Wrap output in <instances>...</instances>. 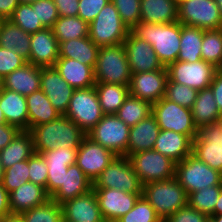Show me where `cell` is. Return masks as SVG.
I'll return each instance as SVG.
<instances>
[{"label":"cell","instance_id":"2e32d148","mask_svg":"<svg viewBox=\"0 0 222 222\" xmlns=\"http://www.w3.org/2000/svg\"><path fill=\"white\" fill-rule=\"evenodd\" d=\"M116 156L107 148L85 136L77 150L76 164L94 182Z\"/></svg>","mask_w":222,"mask_h":222},{"label":"cell","instance_id":"2644e50d","mask_svg":"<svg viewBox=\"0 0 222 222\" xmlns=\"http://www.w3.org/2000/svg\"><path fill=\"white\" fill-rule=\"evenodd\" d=\"M2 88V78L0 77V89Z\"/></svg>","mask_w":222,"mask_h":222},{"label":"cell","instance_id":"7bdbcfd3","mask_svg":"<svg viewBox=\"0 0 222 222\" xmlns=\"http://www.w3.org/2000/svg\"><path fill=\"white\" fill-rule=\"evenodd\" d=\"M198 90L187 85L167 81L164 98L188 109H192Z\"/></svg>","mask_w":222,"mask_h":222},{"label":"cell","instance_id":"7402d4cb","mask_svg":"<svg viewBox=\"0 0 222 222\" xmlns=\"http://www.w3.org/2000/svg\"><path fill=\"white\" fill-rule=\"evenodd\" d=\"M93 188V182L84 174L77 164L68 166L61 186L50 196L58 204L88 193Z\"/></svg>","mask_w":222,"mask_h":222},{"label":"cell","instance_id":"ee69618b","mask_svg":"<svg viewBox=\"0 0 222 222\" xmlns=\"http://www.w3.org/2000/svg\"><path fill=\"white\" fill-rule=\"evenodd\" d=\"M116 222H163L154 208L142 195L134 207Z\"/></svg>","mask_w":222,"mask_h":222},{"label":"cell","instance_id":"44dd1931","mask_svg":"<svg viewBox=\"0 0 222 222\" xmlns=\"http://www.w3.org/2000/svg\"><path fill=\"white\" fill-rule=\"evenodd\" d=\"M59 58V43L52 28L31 34L30 63L40 67H53Z\"/></svg>","mask_w":222,"mask_h":222},{"label":"cell","instance_id":"f35d334b","mask_svg":"<svg viewBox=\"0 0 222 222\" xmlns=\"http://www.w3.org/2000/svg\"><path fill=\"white\" fill-rule=\"evenodd\" d=\"M201 57L205 62L222 69V28L203 30Z\"/></svg>","mask_w":222,"mask_h":222},{"label":"cell","instance_id":"8fae6325","mask_svg":"<svg viewBox=\"0 0 222 222\" xmlns=\"http://www.w3.org/2000/svg\"><path fill=\"white\" fill-rule=\"evenodd\" d=\"M93 188H114L127 193H142L143 185L126 156H116L94 180Z\"/></svg>","mask_w":222,"mask_h":222},{"label":"cell","instance_id":"7a4b0ae2","mask_svg":"<svg viewBox=\"0 0 222 222\" xmlns=\"http://www.w3.org/2000/svg\"><path fill=\"white\" fill-rule=\"evenodd\" d=\"M131 31L152 46L164 67L177 61L180 52V22L169 24L140 22Z\"/></svg>","mask_w":222,"mask_h":222},{"label":"cell","instance_id":"ba28073f","mask_svg":"<svg viewBox=\"0 0 222 222\" xmlns=\"http://www.w3.org/2000/svg\"><path fill=\"white\" fill-rule=\"evenodd\" d=\"M142 185L175 177V162L156 150L126 156Z\"/></svg>","mask_w":222,"mask_h":222},{"label":"cell","instance_id":"7dc6e473","mask_svg":"<svg viewBox=\"0 0 222 222\" xmlns=\"http://www.w3.org/2000/svg\"><path fill=\"white\" fill-rule=\"evenodd\" d=\"M29 182L45 188L48 180V164L41 154L33 153L28 159Z\"/></svg>","mask_w":222,"mask_h":222},{"label":"cell","instance_id":"c3c4849f","mask_svg":"<svg viewBox=\"0 0 222 222\" xmlns=\"http://www.w3.org/2000/svg\"><path fill=\"white\" fill-rule=\"evenodd\" d=\"M36 15L45 28H52L59 18L57 7L52 0H37L31 3Z\"/></svg>","mask_w":222,"mask_h":222},{"label":"cell","instance_id":"6da1fadb","mask_svg":"<svg viewBox=\"0 0 222 222\" xmlns=\"http://www.w3.org/2000/svg\"><path fill=\"white\" fill-rule=\"evenodd\" d=\"M33 138L34 152L40 154L61 148L78 150L86 134L71 119L65 115L49 123H44L29 129Z\"/></svg>","mask_w":222,"mask_h":222},{"label":"cell","instance_id":"a7ac6f4b","mask_svg":"<svg viewBox=\"0 0 222 222\" xmlns=\"http://www.w3.org/2000/svg\"><path fill=\"white\" fill-rule=\"evenodd\" d=\"M34 1H37V0H19V3L31 4V3H33Z\"/></svg>","mask_w":222,"mask_h":222},{"label":"cell","instance_id":"484cf974","mask_svg":"<svg viewBox=\"0 0 222 222\" xmlns=\"http://www.w3.org/2000/svg\"><path fill=\"white\" fill-rule=\"evenodd\" d=\"M192 142L187 135L161 130L153 149L178 163L192 153Z\"/></svg>","mask_w":222,"mask_h":222},{"label":"cell","instance_id":"680465c9","mask_svg":"<svg viewBox=\"0 0 222 222\" xmlns=\"http://www.w3.org/2000/svg\"><path fill=\"white\" fill-rule=\"evenodd\" d=\"M12 215L10 209L9 193L0 181V219Z\"/></svg>","mask_w":222,"mask_h":222},{"label":"cell","instance_id":"681fc988","mask_svg":"<svg viewBox=\"0 0 222 222\" xmlns=\"http://www.w3.org/2000/svg\"><path fill=\"white\" fill-rule=\"evenodd\" d=\"M47 164L70 166L76 164L77 150L71 148L52 149L40 153Z\"/></svg>","mask_w":222,"mask_h":222},{"label":"cell","instance_id":"7c38bea8","mask_svg":"<svg viewBox=\"0 0 222 222\" xmlns=\"http://www.w3.org/2000/svg\"><path fill=\"white\" fill-rule=\"evenodd\" d=\"M178 22L203 30L222 28V17L214 0H182L178 2Z\"/></svg>","mask_w":222,"mask_h":222},{"label":"cell","instance_id":"e575fe53","mask_svg":"<svg viewBox=\"0 0 222 222\" xmlns=\"http://www.w3.org/2000/svg\"><path fill=\"white\" fill-rule=\"evenodd\" d=\"M95 89L105 115L116 114L130 94L129 85L96 82Z\"/></svg>","mask_w":222,"mask_h":222},{"label":"cell","instance_id":"11a10c76","mask_svg":"<svg viewBox=\"0 0 222 222\" xmlns=\"http://www.w3.org/2000/svg\"><path fill=\"white\" fill-rule=\"evenodd\" d=\"M57 7L59 17L78 15L79 0H52Z\"/></svg>","mask_w":222,"mask_h":222},{"label":"cell","instance_id":"6f0895ef","mask_svg":"<svg viewBox=\"0 0 222 222\" xmlns=\"http://www.w3.org/2000/svg\"><path fill=\"white\" fill-rule=\"evenodd\" d=\"M20 130L7 123L0 125V150L5 148Z\"/></svg>","mask_w":222,"mask_h":222},{"label":"cell","instance_id":"52a82bcc","mask_svg":"<svg viewBox=\"0 0 222 222\" xmlns=\"http://www.w3.org/2000/svg\"><path fill=\"white\" fill-rule=\"evenodd\" d=\"M104 115L95 86L74 90L65 116L78 125L86 135Z\"/></svg>","mask_w":222,"mask_h":222},{"label":"cell","instance_id":"30bf717a","mask_svg":"<svg viewBox=\"0 0 222 222\" xmlns=\"http://www.w3.org/2000/svg\"><path fill=\"white\" fill-rule=\"evenodd\" d=\"M130 127L115 114L104 115L86 135L117 156H127Z\"/></svg>","mask_w":222,"mask_h":222},{"label":"cell","instance_id":"003e7915","mask_svg":"<svg viewBox=\"0 0 222 222\" xmlns=\"http://www.w3.org/2000/svg\"><path fill=\"white\" fill-rule=\"evenodd\" d=\"M4 175V168L1 164V158H0V181H2Z\"/></svg>","mask_w":222,"mask_h":222},{"label":"cell","instance_id":"ffe728a7","mask_svg":"<svg viewBox=\"0 0 222 222\" xmlns=\"http://www.w3.org/2000/svg\"><path fill=\"white\" fill-rule=\"evenodd\" d=\"M63 220L67 222H105L95 191L67 200L61 204Z\"/></svg>","mask_w":222,"mask_h":222},{"label":"cell","instance_id":"f546056e","mask_svg":"<svg viewBox=\"0 0 222 222\" xmlns=\"http://www.w3.org/2000/svg\"><path fill=\"white\" fill-rule=\"evenodd\" d=\"M31 34L23 31L10 19H3L0 29V47L14 50L30 63Z\"/></svg>","mask_w":222,"mask_h":222},{"label":"cell","instance_id":"8992f818","mask_svg":"<svg viewBox=\"0 0 222 222\" xmlns=\"http://www.w3.org/2000/svg\"><path fill=\"white\" fill-rule=\"evenodd\" d=\"M175 178L187 195L206 187L222 185V173L212 169L192 153L175 164Z\"/></svg>","mask_w":222,"mask_h":222},{"label":"cell","instance_id":"4fadbf2b","mask_svg":"<svg viewBox=\"0 0 222 222\" xmlns=\"http://www.w3.org/2000/svg\"><path fill=\"white\" fill-rule=\"evenodd\" d=\"M168 80L187 85L196 90L210 87L218 68L213 64L199 60L196 62L175 61L167 67Z\"/></svg>","mask_w":222,"mask_h":222},{"label":"cell","instance_id":"83f0119b","mask_svg":"<svg viewBox=\"0 0 222 222\" xmlns=\"http://www.w3.org/2000/svg\"><path fill=\"white\" fill-rule=\"evenodd\" d=\"M40 77L41 68L26 63L2 79V88L27 96L40 89Z\"/></svg>","mask_w":222,"mask_h":222},{"label":"cell","instance_id":"836d02e7","mask_svg":"<svg viewBox=\"0 0 222 222\" xmlns=\"http://www.w3.org/2000/svg\"><path fill=\"white\" fill-rule=\"evenodd\" d=\"M26 101L28 109V130L31 127L49 123L61 116L41 89L27 95Z\"/></svg>","mask_w":222,"mask_h":222},{"label":"cell","instance_id":"d4e9b609","mask_svg":"<svg viewBox=\"0 0 222 222\" xmlns=\"http://www.w3.org/2000/svg\"><path fill=\"white\" fill-rule=\"evenodd\" d=\"M12 215H20L33 207L45 204L50 200L44 187L26 182L9 193Z\"/></svg>","mask_w":222,"mask_h":222},{"label":"cell","instance_id":"60d3db41","mask_svg":"<svg viewBox=\"0 0 222 222\" xmlns=\"http://www.w3.org/2000/svg\"><path fill=\"white\" fill-rule=\"evenodd\" d=\"M23 222H60L63 219L62 206L53 200L33 207L19 215Z\"/></svg>","mask_w":222,"mask_h":222},{"label":"cell","instance_id":"94428289","mask_svg":"<svg viewBox=\"0 0 222 222\" xmlns=\"http://www.w3.org/2000/svg\"><path fill=\"white\" fill-rule=\"evenodd\" d=\"M214 215H222V188L214 209Z\"/></svg>","mask_w":222,"mask_h":222},{"label":"cell","instance_id":"8c879c8a","mask_svg":"<svg viewBox=\"0 0 222 222\" xmlns=\"http://www.w3.org/2000/svg\"><path fill=\"white\" fill-rule=\"evenodd\" d=\"M3 21V18L0 17V29H1V23Z\"/></svg>","mask_w":222,"mask_h":222},{"label":"cell","instance_id":"d590c367","mask_svg":"<svg viewBox=\"0 0 222 222\" xmlns=\"http://www.w3.org/2000/svg\"><path fill=\"white\" fill-rule=\"evenodd\" d=\"M202 40L203 29L181 24L180 52L177 61L196 62L202 60Z\"/></svg>","mask_w":222,"mask_h":222},{"label":"cell","instance_id":"e0dca14e","mask_svg":"<svg viewBox=\"0 0 222 222\" xmlns=\"http://www.w3.org/2000/svg\"><path fill=\"white\" fill-rule=\"evenodd\" d=\"M123 44L131 74L164 68L152 46L146 40L136 36L131 30Z\"/></svg>","mask_w":222,"mask_h":222},{"label":"cell","instance_id":"be15d7a7","mask_svg":"<svg viewBox=\"0 0 222 222\" xmlns=\"http://www.w3.org/2000/svg\"><path fill=\"white\" fill-rule=\"evenodd\" d=\"M210 218H211L214 222H222V215H213V216H210Z\"/></svg>","mask_w":222,"mask_h":222},{"label":"cell","instance_id":"cb8c5ba5","mask_svg":"<svg viewBox=\"0 0 222 222\" xmlns=\"http://www.w3.org/2000/svg\"><path fill=\"white\" fill-rule=\"evenodd\" d=\"M161 129L155 117L151 114L130 127L127 155H132L146 150H152Z\"/></svg>","mask_w":222,"mask_h":222},{"label":"cell","instance_id":"f5cc1de1","mask_svg":"<svg viewBox=\"0 0 222 222\" xmlns=\"http://www.w3.org/2000/svg\"><path fill=\"white\" fill-rule=\"evenodd\" d=\"M207 218V215L200 213L187 204L182 209H179L178 211L170 215L163 222H205Z\"/></svg>","mask_w":222,"mask_h":222},{"label":"cell","instance_id":"277c9868","mask_svg":"<svg viewBox=\"0 0 222 222\" xmlns=\"http://www.w3.org/2000/svg\"><path fill=\"white\" fill-rule=\"evenodd\" d=\"M94 77L95 82L130 84L131 72L123 43L99 48Z\"/></svg>","mask_w":222,"mask_h":222},{"label":"cell","instance_id":"e7e4bbea","mask_svg":"<svg viewBox=\"0 0 222 222\" xmlns=\"http://www.w3.org/2000/svg\"><path fill=\"white\" fill-rule=\"evenodd\" d=\"M215 3L217 4L219 10H220V15L222 17V0H214Z\"/></svg>","mask_w":222,"mask_h":222},{"label":"cell","instance_id":"f1b7e54d","mask_svg":"<svg viewBox=\"0 0 222 222\" xmlns=\"http://www.w3.org/2000/svg\"><path fill=\"white\" fill-rule=\"evenodd\" d=\"M178 21L177 0H141L140 22L169 24Z\"/></svg>","mask_w":222,"mask_h":222},{"label":"cell","instance_id":"89a4df30","mask_svg":"<svg viewBox=\"0 0 222 222\" xmlns=\"http://www.w3.org/2000/svg\"><path fill=\"white\" fill-rule=\"evenodd\" d=\"M205 222H214V221L210 217H208Z\"/></svg>","mask_w":222,"mask_h":222},{"label":"cell","instance_id":"603a6c76","mask_svg":"<svg viewBox=\"0 0 222 222\" xmlns=\"http://www.w3.org/2000/svg\"><path fill=\"white\" fill-rule=\"evenodd\" d=\"M0 108L8 125L19 130H28V109L26 96L9 89H0Z\"/></svg>","mask_w":222,"mask_h":222},{"label":"cell","instance_id":"9a60e30c","mask_svg":"<svg viewBox=\"0 0 222 222\" xmlns=\"http://www.w3.org/2000/svg\"><path fill=\"white\" fill-rule=\"evenodd\" d=\"M105 222H116L128 213L142 193H127L114 188H92Z\"/></svg>","mask_w":222,"mask_h":222},{"label":"cell","instance_id":"03108f58","mask_svg":"<svg viewBox=\"0 0 222 222\" xmlns=\"http://www.w3.org/2000/svg\"><path fill=\"white\" fill-rule=\"evenodd\" d=\"M5 123L6 121H5L2 109L0 108V125L5 124Z\"/></svg>","mask_w":222,"mask_h":222},{"label":"cell","instance_id":"816d5d0a","mask_svg":"<svg viewBox=\"0 0 222 222\" xmlns=\"http://www.w3.org/2000/svg\"><path fill=\"white\" fill-rule=\"evenodd\" d=\"M110 0H79L78 17L91 23Z\"/></svg>","mask_w":222,"mask_h":222},{"label":"cell","instance_id":"91938a15","mask_svg":"<svg viewBox=\"0 0 222 222\" xmlns=\"http://www.w3.org/2000/svg\"><path fill=\"white\" fill-rule=\"evenodd\" d=\"M18 5L19 0H0V17L9 19Z\"/></svg>","mask_w":222,"mask_h":222},{"label":"cell","instance_id":"1f68e13d","mask_svg":"<svg viewBox=\"0 0 222 222\" xmlns=\"http://www.w3.org/2000/svg\"><path fill=\"white\" fill-rule=\"evenodd\" d=\"M34 153V144L29 130H20L14 139L0 150L1 164L4 169L16 162L28 160Z\"/></svg>","mask_w":222,"mask_h":222},{"label":"cell","instance_id":"d6986e66","mask_svg":"<svg viewBox=\"0 0 222 222\" xmlns=\"http://www.w3.org/2000/svg\"><path fill=\"white\" fill-rule=\"evenodd\" d=\"M40 89L60 115L68 110L74 88L57 72L54 67L41 68Z\"/></svg>","mask_w":222,"mask_h":222},{"label":"cell","instance_id":"db71d44e","mask_svg":"<svg viewBox=\"0 0 222 222\" xmlns=\"http://www.w3.org/2000/svg\"><path fill=\"white\" fill-rule=\"evenodd\" d=\"M48 180L46 192L51 196L63 183V178L68 170L66 165L48 164Z\"/></svg>","mask_w":222,"mask_h":222},{"label":"cell","instance_id":"d6a6232c","mask_svg":"<svg viewBox=\"0 0 222 222\" xmlns=\"http://www.w3.org/2000/svg\"><path fill=\"white\" fill-rule=\"evenodd\" d=\"M194 126L197 130L208 124L222 120L213 91L206 88L198 91L197 98L191 109Z\"/></svg>","mask_w":222,"mask_h":222},{"label":"cell","instance_id":"b9f144b4","mask_svg":"<svg viewBox=\"0 0 222 222\" xmlns=\"http://www.w3.org/2000/svg\"><path fill=\"white\" fill-rule=\"evenodd\" d=\"M9 19L23 31L30 34L45 28L36 15V9H33L32 5L27 3H19Z\"/></svg>","mask_w":222,"mask_h":222},{"label":"cell","instance_id":"f907efd6","mask_svg":"<svg viewBox=\"0 0 222 222\" xmlns=\"http://www.w3.org/2000/svg\"><path fill=\"white\" fill-rule=\"evenodd\" d=\"M26 63L28 62L14 50L0 47V77L2 79L12 71L23 67Z\"/></svg>","mask_w":222,"mask_h":222},{"label":"cell","instance_id":"6125c7cd","mask_svg":"<svg viewBox=\"0 0 222 222\" xmlns=\"http://www.w3.org/2000/svg\"><path fill=\"white\" fill-rule=\"evenodd\" d=\"M0 222H23L19 215H10L0 219Z\"/></svg>","mask_w":222,"mask_h":222},{"label":"cell","instance_id":"74e56055","mask_svg":"<svg viewBox=\"0 0 222 222\" xmlns=\"http://www.w3.org/2000/svg\"><path fill=\"white\" fill-rule=\"evenodd\" d=\"M151 114L152 104L150 102L141 100L129 94L115 115L126 125L131 127Z\"/></svg>","mask_w":222,"mask_h":222},{"label":"cell","instance_id":"3957f363","mask_svg":"<svg viewBox=\"0 0 222 222\" xmlns=\"http://www.w3.org/2000/svg\"><path fill=\"white\" fill-rule=\"evenodd\" d=\"M142 195L154 208L162 221L187 205L188 195L174 177L165 181L143 185Z\"/></svg>","mask_w":222,"mask_h":222},{"label":"cell","instance_id":"5b68a950","mask_svg":"<svg viewBox=\"0 0 222 222\" xmlns=\"http://www.w3.org/2000/svg\"><path fill=\"white\" fill-rule=\"evenodd\" d=\"M130 29L122 22L118 10L110 1L89 23L88 37L99 47L122 44Z\"/></svg>","mask_w":222,"mask_h":222},{"label":"cell","instance_id":"8d00e7d4","mask_svg":"<svg viewBox=\"0 0 222 222\" xmlns=\"http://www.w3.org/2000/svg\"><path fill=\"white\" fill-rule=\"evenodd\" d=\"M88 30L89 24L78 16L59 17L52 27L59 44L71 39L88 37Z\"/></svg>","mask_w":222,"mask_h":222},{"label":"cell","instance_id":"5bb4252c","mask_svg":"<svg viewBox=\"0 0 222 222\" xmlns=\"http://www.w3.org/2000/svg\"><path fill=\"white\" fill-rule=\"evenodd\" d=\"M192 154L222 173V120L198 129Z\"/></svg>","mask_w":222,"mask_h":222},{"label":"cell","instance_id":"9c48e42d","mask_svg":"<svg viewBox=\"0 0 222 222\" xmlns=\"http://www.w3.org/2000/svg\"><path fill=\"white\" fill-rule=\"evenodd\" d=\"M152 115L161 130L174 131L194 140L197 128L194 126L191 109L185 108L166 98L152 104Z\"/></svg>","mask_w":222,"mask_h":222},{"label":"cell","instance_id":"9f6ffc18","mask_svg":"<svg viewBox=\"0 0 222 222\" xmlns=\"http://www.w3.org/2000/svg\"><path fill=\"white\" fill-rule=\"evenodd\" d=\"M210 88L222 117V69H218L215 73Z\"/></svg>","mask_w":222,"mask_h":222},{"label":"cell","instance_id":"4316f807","mask_svg":"<svg viewBox=\"0 0 222 222\" xmlns=\"http://www.w3.org/2000/svg\"><path fill=\"white\" fill-rule=\"evenodd\" d=\"M74 89L95 86L94 69L70 58H58L53 66Z\"/></svg>","mask_w":222,"mask_h":222},{"label":"cell","instance_id":"ab89813d","mask_svg":"<svg viewBox=\"0 0 222 222\" xmlns=\"http://www.w3.org/2000/svg\"><path fill=\"white\" fill-rule=\"evenodd\" d=\"M221 188L222 185H215L192 192L188 194L187 204L208 217L213 216Z\"/></svg>","mask_w":222,"mask_h":222},{"label":"cell","instance_id":"f6af8a7d","mask_svg":"<svg viewBox=\"0 0 222 222\" xmlns=\"http://www.w3.org/2000/svg\"><path fill=\"white\" fill-rule=\"evenodd\" d=\"M26 182H29L28 160L16 162L11 167L4 169L2 183L8 193L19 188Z\"/></svg>","mask_w":222,"mask_h":222},{"label":"cell","instance_id":"bcb514c9","mask_svg":"<svg viewBox=\"0 0 222 222\" xmlns=\"http://www.w3.org/2000/svg\"><path fill=\"white\" fill-rule=\"evenodd\" d=\"M118 10L122 22L132 30L140 23L141 0H110Z\"/></svg>","mask_w":222,"mask_h":222},{"label":"cell","instance_id":"ac0fdd59","mask_svg":"<svg viewBox=\"0 0 222 222\" xmlns=\"http://www.w3.org/2000/svg\"><path fill=\"white\" fill-rule=\"evenodd\" d=\"M167 80L166 67L160 70L131 74L129 92L132 96L153 104L164 97Z\"/></svg>","mask_w":222,"mask_h":222},{"label":"cell","instance_id":"4dcf8cb0","mask_svg":"<svg viewBox=\"0 0 222 222\" xmlns=\"http://www.w3.org/2000/svg\"><path fill=\"white\" fill-rule=\"evenodd\" d=\"M99 48L89 37L71 39L59 44V58L74 59L94 69Z\"/></svg>","mask_w":222,"mask_h":222}]
</instances>
